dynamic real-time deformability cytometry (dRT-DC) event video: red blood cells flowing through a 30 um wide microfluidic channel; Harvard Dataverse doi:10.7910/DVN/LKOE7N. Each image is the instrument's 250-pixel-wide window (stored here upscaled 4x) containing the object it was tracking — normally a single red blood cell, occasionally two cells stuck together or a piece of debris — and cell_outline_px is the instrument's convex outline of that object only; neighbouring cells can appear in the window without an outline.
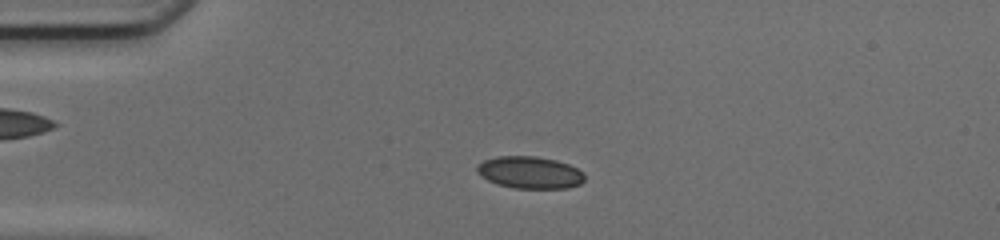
{"species": "common noctule bat (a hibernating species)", "species_latin": "Nyctalus noctula", "temperature_condition": "cold", "stored_images_in_passage": 49, "camera_frame_rate_fps": 3000, "um_per_image_px": 0.085, "animal": {"sex": "female", "body_mass_g": 17.0, "forearm_length_mm": 48.0}, "frame": {"image": 1, "passage_image": 12, "time_ms": 3.667, "image_size_px": [1000, 240], "cell_outline_px": [[584, 180], [580, 184], [568, 188], [512, 188], [496, 184], [488, 180], [476, 172], [476, 168], [484, 160], [496, 156], [536, 156], [556, 160], [568, 164], [584, 172]], "centroid_in_image_um": [45.04, 14.66], "position_along_channel_um": 40.0, "area_um2": 20.17}}
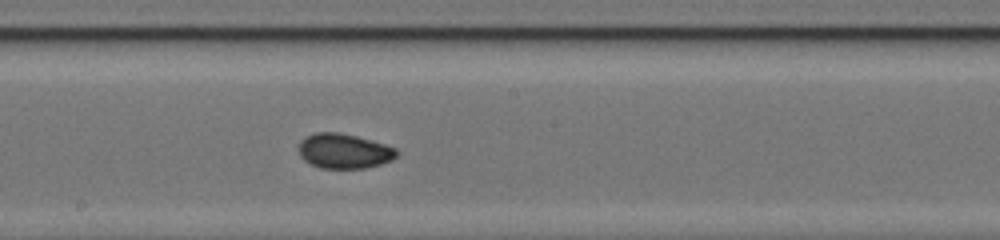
{"frame": {"image": 2, "passage_image": 27, "time_ms": 8.667, "image_size_px": [1000, 240], "cell_outline_px": [[400, 152], [392, 160], [380, 164], [364, 168], [320, 168], [304, 160], [300, 156], [296, 148], [300, 140], [304, 136], [316, 132], [336, 132], [356, 136], [384, 144], [396, 148]], "centroid_in_image_um": [29.2, 12.83], "position_along_channel_um": 219.0, "area_um2": 20.06}}
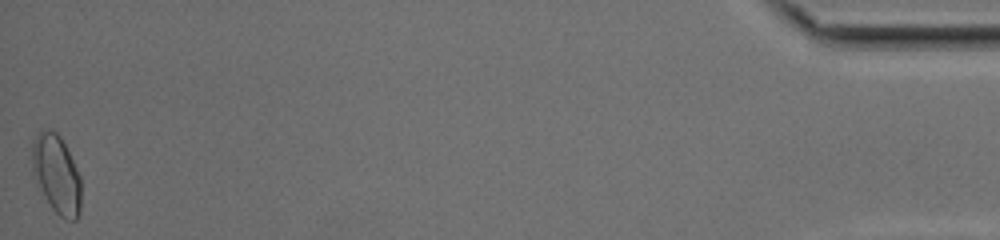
{"frame": {"image": 3, "passage_image": 49, "time_ms": 16.0, "image_size_px": [1000, 240], "cell_outline_px": [[80, 212], [76, 220], [64, 220], [52, 208], [32, 172], [32, 144], [36, 136], [44, 128], [48, 128], [56, 132], [60, 136], [80, 176]], "centroid_in_image_um": [4.81, 14.8], "position_along_channel_um": 430.4, "area_um2": 22.02}, "authors_computed_cell_mechanics": {"area_um2": 19.5942, "velocity_mm_per_s": 4.2242, "shape_relaxation_time_tau1_ms": 10.4889, "shape_relaxation_time_tau2_ms": 1.4624, "deformation_change_tau1": 0.2099, "deformation_change_tau2": 0.0469}}